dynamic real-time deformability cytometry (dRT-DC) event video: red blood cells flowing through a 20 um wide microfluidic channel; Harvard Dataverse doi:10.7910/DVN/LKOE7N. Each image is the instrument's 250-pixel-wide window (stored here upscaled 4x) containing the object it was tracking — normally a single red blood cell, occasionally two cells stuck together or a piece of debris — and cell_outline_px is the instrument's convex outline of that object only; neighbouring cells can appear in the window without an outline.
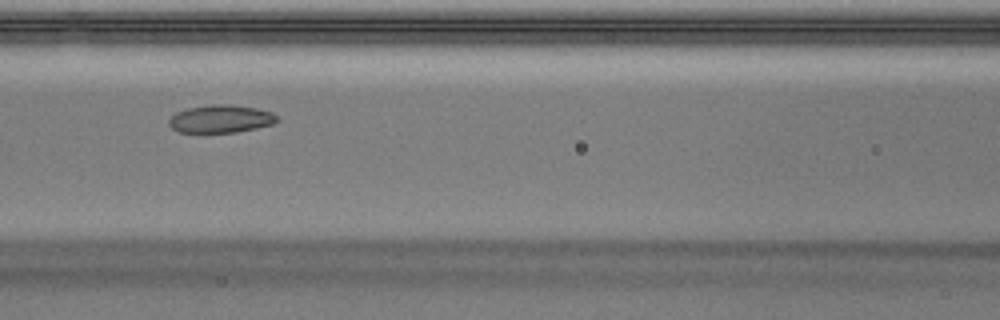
{"species": "Egyptian fruit bat (a non-hibernating species)", "species_latin": "Rousettus aegyptiacus", "temperature_condition": "warm", "stored_images_in_passage": 47, "camera_frame_rate_fps": 3000, "um_per_image_px": 0.085, "animal": {"sex": "male"}, "frame": {"image": 1, "passage_image": 19, "time_ms": 6.0, "image_size_px": [1000, 320], "cell_outline_px": [[280, 120], [272, 124], [256, 128], [236, 132], [180, 132], [172, 128], [168, 124], [168, 120], [176, 112], [188, 108], [212, 104], [232, 104], [256, 108], [272, 112]], "centroid_in_image_um": [18.77, 10.09], "position_along_channel_um": 147.8, "area_um2": 17.51}}
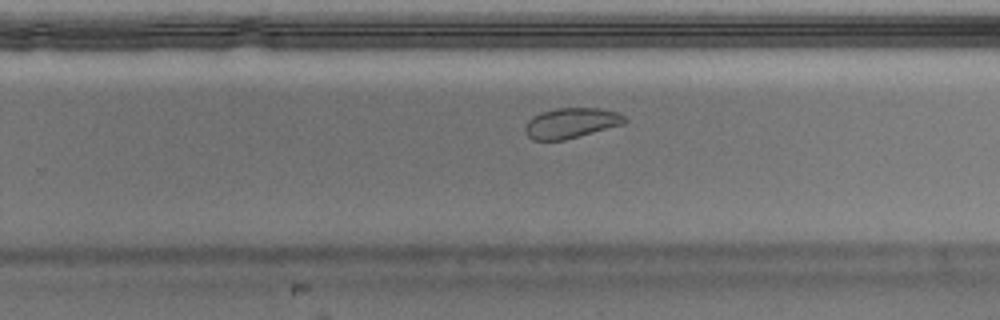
{"frame": {"image": 2, "passage_image": 29, "time_ms": 9.333, "image_size_px": [1000, 320], "cell_outline_px": [[628, 120], [624, 124], [564, 140], [532, 140], [524, 132], [524, 128], [528, 120], [532, 116], [540, 112], [556, 108], [600, 108], [616, 112], [624, 116]], "centroid_in_image_um": [48.52, 10.45], "position_along_channel_um": 281.3, "area_um2": 17.63}}
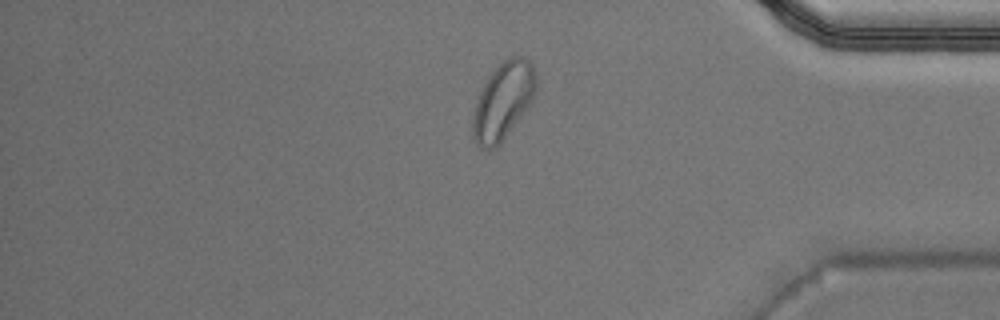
{"frame": {"image": 3, "passage_image": 39, "time_ms": 12.667, "image_size_px": [1000, 320], "cell_outline_px": [[536, 88], [532, 100], [500, 144], [496, 148], [480, 148], [476, 144], [472, 136], [472, 116], [480, 92], [488, 76], [508, 56], [520, 56], [528, 60], [532, 64], [536, 72]], "centroid_in_image_um": [42.75, 8.58], "position_along_channel_um": 392.4, "area_um2": 28.15}, "authors_computed_cell_mechanics": {"area_um2": 18.785, "velocity_mm_per_s": 4.0136, "shape_relaxation_time_tau1_ms": null, "shape_relaxation_time_tau2_ms": 1.5443, "deformation_change_tau1": null, "deformation_change_tau2": 0.0634}}